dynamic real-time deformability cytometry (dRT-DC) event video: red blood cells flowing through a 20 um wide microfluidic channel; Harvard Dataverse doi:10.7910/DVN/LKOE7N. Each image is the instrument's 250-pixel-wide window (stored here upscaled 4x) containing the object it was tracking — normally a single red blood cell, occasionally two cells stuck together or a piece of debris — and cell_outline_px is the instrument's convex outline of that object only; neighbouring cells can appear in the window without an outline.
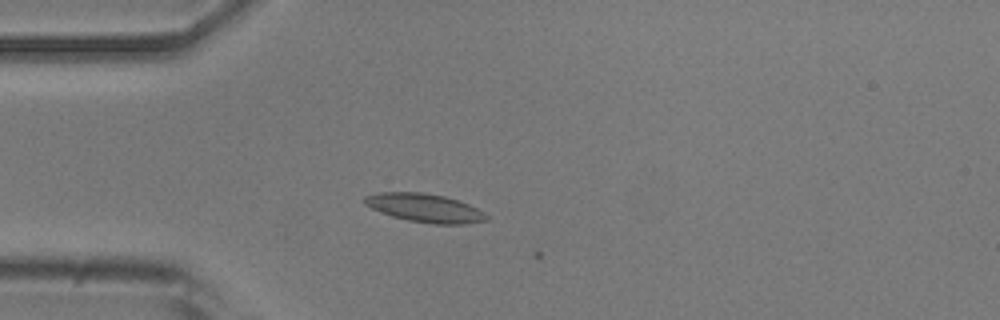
{"species": "common noctule bat (a hibernating species)", "species_latin": "Nyctalus noctula", "temperature_condition": "room temperature", "stored_images_in_passage": 5, "camera_frame_rate_fps": 3000, "um_per_image_px": 0.085, "animal": {"sex": "male", "body_mass_g": 20.5, "forearm_length_mm": 52.5}, "frame": {"image": 1, "passage_image": 4, "time_ms": 1.0, "image_size_px": [1000, 320], "cell_outline_px": [[488, 220], [464, 224], [436, 224], [408, 220], [392, 216], [380, 212], [364, 204], [364, 196], [380, 192], [420, 192], [444, 196], [468, 204], [484, 212], [488, 216]], "centroid_in_image_um": [36.1, 17.67], "position_along_channel_um": 48.9, "area_um2": 20.06}}